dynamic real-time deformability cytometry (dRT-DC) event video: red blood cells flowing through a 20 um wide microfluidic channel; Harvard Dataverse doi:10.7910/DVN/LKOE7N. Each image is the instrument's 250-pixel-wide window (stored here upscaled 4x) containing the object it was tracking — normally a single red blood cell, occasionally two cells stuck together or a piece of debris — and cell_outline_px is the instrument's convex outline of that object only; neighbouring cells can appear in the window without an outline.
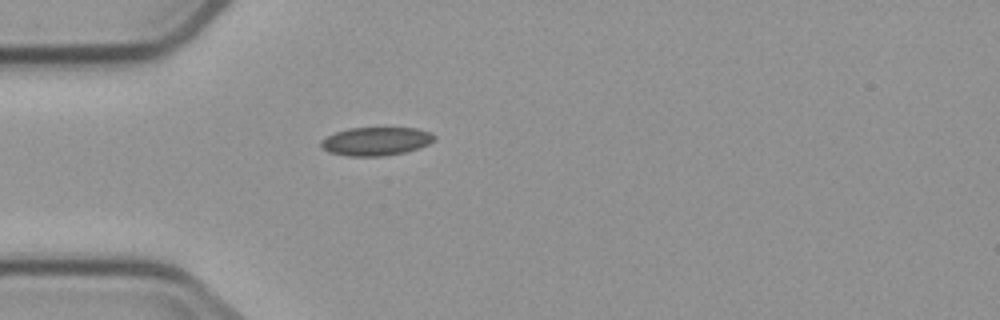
{"species": "common noctule bat (a hibernating species)", "species_latin": "Nyctalus noctula", "temperature_condition": "cold", "stored_images_in_passage": 1, "camera_frame_rate_fps": 3000, "um_per_image_px": 0.085, "animal": {"sex": "male", "body_mass_g": 23.1, "forearm_length_mm": 52.7}, "frame": {"image": 1, "passage_image": 1, "time_ms": 0.0, "image_size_px": [1000, 320], "cell_outline_px": [[436, 140], [420, 148], [404, 152], [384, 156], [348, 156], [328, 152], [320, 144], [320, 140], [336, 132], [348, 128], [416, 128], [432, 132], [436, 136]], "centroid_in_image_um": [32.0, 12.01], "position_along_channel_um": 53.0, "area_um2": 18.84}}